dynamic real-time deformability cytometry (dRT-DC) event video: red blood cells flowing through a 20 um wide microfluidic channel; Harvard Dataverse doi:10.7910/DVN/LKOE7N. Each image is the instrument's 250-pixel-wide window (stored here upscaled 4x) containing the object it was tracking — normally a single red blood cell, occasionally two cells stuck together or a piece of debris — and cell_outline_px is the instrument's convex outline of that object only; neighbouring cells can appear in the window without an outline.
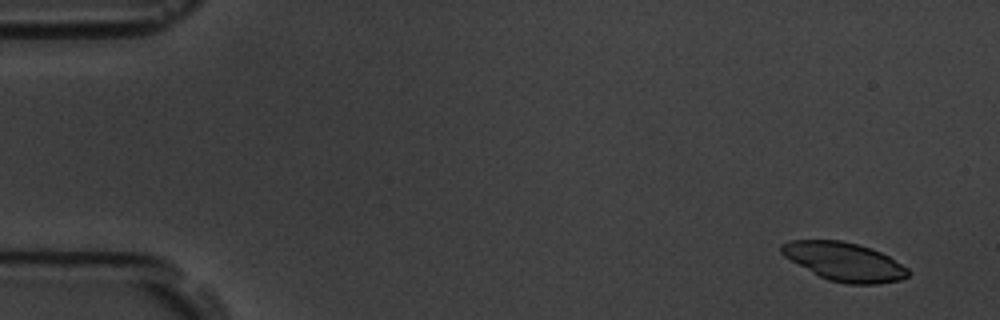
{"species": "common noctule bat (a hibernating species)", "species_latin": "Nyctalus noctula", "temperature_condition": "room temperature", "stored_images_in_passage": 5, "camera_frame_rate_fps": 3000, "um_per_image_px": 0.085, "animal": {"sex": "male", "body_mass_g": 19.5, "forearm_length_mm": 54.6}, "frame": {"image": 1, "passage_image": 2, "time_ms": 1.0, "image_size_px": [1000, 320], "cell_outline_px": [[908, 276], [900, 280], [876, 284], [848, 284], [828, 280], [820, 276], [784, 256], [780, 252], [780, 244], [792, 240], [840, 240], [872, 248], [888, 256], [908, 268]], "centroid_in_image_um": [71.76, 22.24], "position_along_channel_um": 13.2, "area_um2": 28.15}}